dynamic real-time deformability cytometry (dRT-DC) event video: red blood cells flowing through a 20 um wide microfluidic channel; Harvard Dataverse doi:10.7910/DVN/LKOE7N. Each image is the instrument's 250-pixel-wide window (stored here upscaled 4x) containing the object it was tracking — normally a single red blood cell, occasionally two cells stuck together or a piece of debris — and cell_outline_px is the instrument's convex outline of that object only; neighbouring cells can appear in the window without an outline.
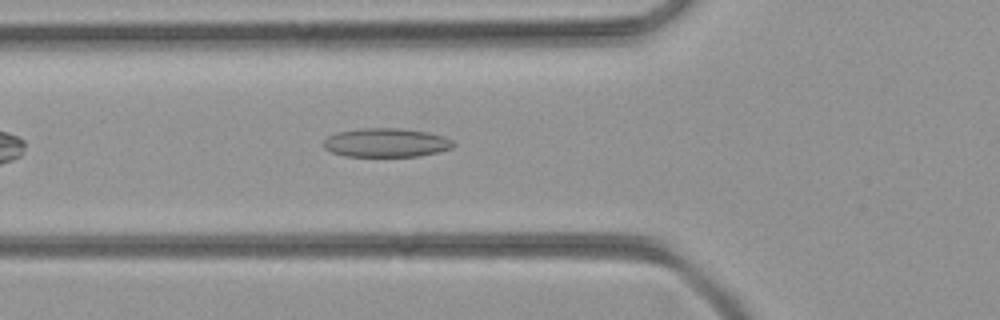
{"species": "common noctule bat (a hibernating species)", "species_latin": "Nyctalus noctula", "temperature_condition": "room temperature", "stored_images_in_passage": 32, "camera_frame_rate_fps": 3000, "um_per_image_px": 0.085, "animal": {"sex": "female", "body_mass_g": 21.9}, "frame": {"image": 1, "passage_image": 6, "time_ms": 1.667, "image_size_px": [1000, 320], "cell_outline_px": [[456, 144], [452, 148], [440, 152], [420, 156], [344, 156], [332, 152], [324, 148], [324, 140], [328, 136], [336, 132], [360, 128], [400, 128], [428, 132], [444, 136], [452, 140]], "centroid_in_image_um": [32.85, 12.12], "position_along_channel_um": 93.0, "area_um2": 22.02}}
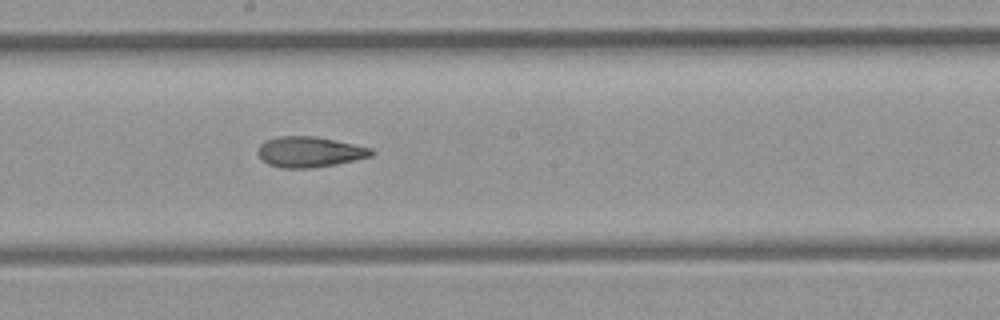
{"frame": {"image": 2, "passage_image": 15, "time_ms": 4.667, "image_size_px": [1000, 320], "cell_outline_px": [[376, 152], [372, 156], [336, 164], [312, 168], [280, 168], [268, 164], [256, 152], [260, 144], [264, 140], [276, 136], [316, 136], [372, 148]], "centroid_in_image_um": [26.3, 12.9], "position_along_channel_um": 221.9, "area_um2": 20.35}}
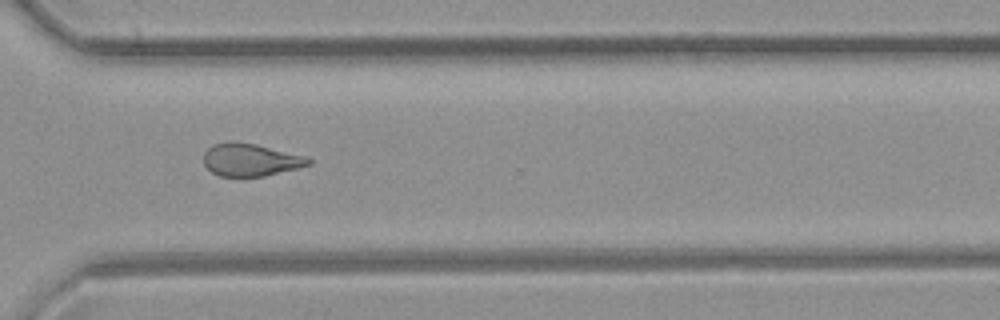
{"frame": {"image": 3, "passage_image": 24, "time_ms": 7.667, "image_size_px": [1000, 320], "cell_outline_px": [[312, 164], [264, 176], [240, 180], [220, 176], [212, 172], [204, 164], [204, 152], [212, 144], [256, 144], [304, 156], [312, 160]], "centroid_in_image_um": [21.28, 13.66], "position_along_channel_um": 349.3, "area_um2": 19.83}}